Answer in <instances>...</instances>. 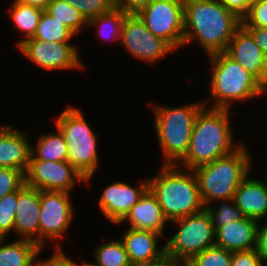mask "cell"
Returning a JSON list of instances; mask_svg holds the SVG:
<instances>
[{"instance_id": "obj_5", "label": "cell", "mask_w": 267, "mask_h": 266, "mask_svg": "<svg viewBox=\"0 0 267 266\" xmlns=\"http://www.w3.org/2000/svg\"><path fill=\"white\" fill-rule=\"evenodd\" d=\"M203 107V101L176 108L153 105L155 130L164 156V165H176L185 157L195 118Z\"/></svg>"}, {"instance_id": "obj_12", "label": "cell", "mask_w": 267, "mask_h": 266, "mask_svg": "<svg viewBox=\"0 0 267 266\" xmlns=\"http://www.w3.org/2000/svg\"><path fill=\"white\" fill-rule=\"evenodd\" d=\"M69 43L27 39L18 46V50L45 70L84 69L77 48Z\"/></svg>"}, {"instance_id": "obj_18", "label": "cell", "mask_w": 267, "mask_h": 266, "mask_svg": "<svg viewBox=\"0 0 267 266\" xmlns=\"http://www.w3.org/2000/svg\"><path fill=\"white\" fill-rule=\"evenodd\" d=\"M258 223L245 217L219 227L215 231V245L231 252L255 249Z\"/></svg>"}, {"instance_id": "obj_40", "label": "cell", "mask_w": 267, "mask_h": 266, "mask_svg": "<svg viewBox=\"0 0 267 266\" xmlns=\"http://www.w3.org/2000/svg\"><path fill=\"white\" fill-rule=\"evenodd\" d=\"M253 36L256 44L260 47L267 58V28L244 26Z\"/></svg>"}, {"instance_id": "obj_21", "label": "cell", "mask_w": 267, "mask_h": 266, "mask_svg": "<svg viewBox=\"0 0 267 266\" xmlns=\"http://www.w3.org/2000/svg\"><path fill=\"white\" fill-rule=\"evenodd\" d=\"M124 221L129 222V228L154 231L161 235H164L163 228L168 222L156 197L149 189L119 224Z\"/></svg>"}, {"instance_id": "obj_13", "label": "cell", "mask_w": 267, "mask_h": 266, "mask_svg": "<svg viewBox=\"0 0 267 266\" xmlns=\"http://www.w3.org/2000/svg\"><path fill=\"white\" fill-rule=\"evenodd\" d=\"M120 43L132 56L151 64L174 51L165 40L154 36L136 14L126 16Z\"/></svg>"}, {"instance_id": "obj_14", "label": "cell", "mask_w": 267, "mask_h": 266, "mask_svg": "<svg viewBox=\"0 0 267 266\" xmlns=\"http://www.w3.org/2000/svg\"><path fill=\"white\" fill-rule=\"evenodd\" d=\"M224 53L252 74L261 84L267 77V58L252 34L241 25L233 34Z\"/></svg>"}, {"instance_id": "obj_31", "label": "cell", "mask_w": 267, "mask_h": 266, "mask_svg": "<svg viewBox=\"0 0 267 266\" xmlns=\"http://www.w3.org/2000/svg\"><path fill=\"white\" fill-rule=\"evenodd\" d=\"M18 190L0 198V238H6L11 230L14 231Z\"/></svg>"}, {"instance_id": "obj_33", "label": "cell", "mask_w": 267, "mask_h": 266, "mask_svg": "<svg viewBox=\"0 0 267 266\" xmlns=\"http://www.w3.org/2000/svg\"><path fill=\"white\" fill-rule=\"evenodd\" d=\"M25 184V173L18 169L0 167V198L19 190Z\"/></svg>"}, {"instance_id": "obj_20", "label": "cell", "mask_w": 267, "mask_h": 266, "mask_svg": "<svg viewBox=\"0 0 267 266\" xmlns=\"http://www.w3.org/2000/svg\"><path fill=\"white\" fill-rule=\"evenodd\" d=\"M233 200L246 217L259 222L267 218V186L264 181L250 179L248 174L235 191Z\"/></svg>"}, {"instance_id": "obj_35", "label": "cell", "mask_w": 267, "mask_h": 266, "mask_svg": "<svg viewBox=\"0 0 267 266\" xmlns=\"http://www.w3.org/2000/svg\"><path fill=\"white\" fill-rule=\"evenodd\" d=\"M264 261L256 249L232 252L231 266H263Z\"/></svg>"}, {"instance_id": "obj_7", "label": "cell", "mask_w": 267, "mask_h": 266, "mask_svg": "<svg viewBox=\"0 0 267 266\" xmlns=\"http://www.w3.org/2000/svg\"><path fill=\"white\" fill-rule=\"evenodd\" d=\"M67 144V161L90 182L99 165L97 135L81 110L66 108L55 121Z\"/></svg>"}, {"instance_id": "obj_26", "label": "cell", "mask_w": 267, "mask_h": 266, "mask_svg": "<svg viewBox=\"0 0 267 266\" xmlns=\"http://www.w3.org/2000/svg\"><path fill=\"white\" fill-rule=\"evenodd\" d=\"M72 36L75 34L71 30L43 10L34 37L30 39H40L53 43L69 42Z\"/></svg>"}, {"instance_id": "obj_16", "label": "cell", "mask_w": 267, "mask_h": 266, "mask_svg": "<svg viewBox=\"0 0 267 266\" xmlns=\"http://www.w3.org/2000/svg\"><path fill=\"white\" fill-rule=\"evenodd\" d=\"M40 190L24 184L18 190L14 232L40 246Z\"/></svg>"}, {"instance_id": "obj_6", "label": "cell", "mask_w": 267, "mask_h": 266, "mask_svg": "<svg viewBox=\"0 0 267 266\" xmlns=\"http://www.w3.org/2000/svg\"><path fill=\"white\" fill-rule=\"evenodd\" d=\"M211 62V95L215 103L209 108L228 109L232 102L263 95L262 84L224 52L209 56ZM230 104V105H229Z\"/></svg>"}, {"instance_id": "obj_10", "label": "cell", "mask_w": 267, "mask_h": 266, "mask_svg": "<svg viewBox=\"0 0 267 266\" xmlns=\"http://www.w3.org/2000/svg\"><path fill=\"white\" fill-rule=\"evenodd\" d=\"M86 179L68 161H46L30 156L25 184L40 191L70 192Z\"/></svg>"}, {"instance_id": "obj_27", "label": "cell", "mask_w": 267, "mask_h": 266, "mask_svg": "<svg viewBox=\"0 0 267 266\" xmlns=\"http://www.w3.org/2000/svg\"><path fill=\"white\" fill-rule=\"evenodd\" d=\"M54 19L62 22L75 35L87 26L79 10L62 0H52L46 10Z\"/></svg>"}, {"instance_id": "obj_28", "label": "cell", "mask_w": 267, "mask_h": 266, "mask_svg": "<svg viewBox=\"0 0 267 266\" xmlns=\"http://www.w3.org/2000/svg\"><path fill=\"white\" fill-rule=\"evenodd\" d=\"M127 15L128 13H126L122 8L116 5L110 11L102 13L101 15L87 21V26L98 25V31L101 35H103L102 37H104V35H106L107 38L111 36L113 40H119L118 42L120 43L123 24ZM103 29L107 32H103Z\"/></svg>"}, {"instance_id": "obj_45", "label": "cell", "mask_w": 267, "mask_h": 266, "mask_svg": "<svg viewBox=\"0 0 267 266\" xmlns=\"http://www.w3.org/2000/svg\"><path fill=\"white\" fill-rule=\"evenodd\" d=\"M266 177H267V171H266ZM264 182H265V184L267 186V178H266V180Z\"/></svg>"}, {"instance_id": "obj_41", "label": "cell", "mask_w": 267, "mask_h": 266, "mask_svg": "<svg viewBox=\"0 0 267 266\" xmlns=\"http://www.w3.org/2000/svg\"><path fill=\"white\" fill-rule=\"evenodd\" d=\"M180 265H181L180 262L175 261L173 258L167 256L166 254L156 261L131 264V266H180Z\"/></svg>"}, {"instance_id": "obj_8", "label": "cell", "mask_w": 267, "mask_h": 266, "mask_svg": "<svg viewBox=\"0 0 267 266\" xmlns=\"http://www.w3.org/2000/svg\"><path fill=\"white\" fill-rule=\"evenodd\" d=\"M179 230L165 246V254L180 263L215 245V229L208 211H202L171 221Z\"/></svg>"}, {"instance_id": "obj_30", "label": "cell", "mask_w": 267, "mask_h": 266, "mask_svg": "<svg viewBox=\"0 0 267 266\" xmlns=\"http://www.w3.org/2000/svg\"><path fill=\"white\" fill-rule=\"evenodd\" d=\"M232 252L216 245L196 254L189 262L193 266H231Z\"/></svg>"}, {"instance_id": "obj_9", "label": "cell", "mask_w": 267, "mask_h": 266, "mask_svg": "<svg viewBox=\"0 0 267 266\" xmlns=\"http://www.w3.org/2000/svg\"><path fill=\"white\" fill-rule=\"evenodd\" d=\"M136 15L154 35L174 50L184 41V0H152Z\"/></svg>"}, {"instance_id": "obj_39", "label": "cell", "mask_w": 267, "mask_h": 266, "mask_svg": "<svg viewBox=\"0 0 267 266\" xmlns=\"http://www.w3.org/2000/svg\"><path fill=\"white\" fill-rule=\"evenodd\" d=\"M152 0H116V5L128 14H136Z\"/></svg>"}, {"instance_id": "obj_2", "label": "cell", "mask_w": 267, "mask_h": 266, "mask_svg": "<svg viewBox=\"0 0 267 266\" xmlns=\"http://www.w3.org/2000/svg\"><path fill=\"white\" fill-rule=\"evenodd\" d=\"M203 102L204 107L194 121L187 153L179 163L189 170L231 154L242 145L234 144L230 110L209 108L208 102Z\"/></svg>"}, {"instance_id": "obj_34", "label": "cell", "mask_w": 267, "mask_h": 266, "mask_svg": "<svg viewBox=\"0 0 267 266\" xmlns=\"http://www.w3.org/2000/svg\"><path fill=\"white\" fill-rule=\"evenodd\" d=\"M243 26L267 28V0H255L248 14L242 19Z\"/></svg>"}, {"instance_id": "obj_29", "label": "cell", "mask_w": 267, "mask_h": 266, "mask_svg": "<svg viewBox=\"0 0 267 266\" xmlns=\"http://www.w3.org/2000/svg\"><path fill=\"white\" fill-rule=\"evenodd\" d=\"M218 201L224 202L218 209L214 208L212 203L205 207L211 217L215 231L230 222L242 220L246 217L234 203L233 198Z\"/></svg>"}, {"instance_id": "obj_23", "label": "cell", "mask_w": 267, "mask_h": 266, "mask_svg": "<svg viewBox=\"0 0 267 266\" xmlns=\"http://www.w3.org/2000/svg\"><path fill=\"white\" fill-rule=\"evenodd\" d=\"M56 133L41 134L36 148L31 146V155L38 160L67 161V144L58 128Z\"/></svg>"}, {"instance_id": "obj_22", "label": "cell", "mask_w": 267, "mask_h": 266, "mask_svg": "<svg viewBox=\"0 0 267 266\" xmlns=\"http://www.w3.org/2000/svg\"><path fill=\"white\" fill-rule=\"evenodd\" d=\"M0 238V266H37L42 248L35 242L18 239L9 244Z\"/></svg>"}, {"instance_id": "obj_4", "label": "cell", "mask_w": 267, "mask_h": 266, "mask_svg": "<svg viewBox=\"0 0 267 266\" xmlns=\"http://www.w3.org/2000/svg\"><path fill=\"white\" fill-rule=\"evenodd\" d=\"M241 145L237 150L213 162L193 169L204 207L218 200L233 198L242 180L249 174L250 154Z\"/></svg>"}, {"instance_id": "obj_42", "label": "cell", "mask_w": 267, "mask_h": 266, "mask_svg": "<svg viewBox=\"0 0 267 266\" xmlns=\"http://www.w3.org/2000/svg\"><path fill=\"white\" fill-rule=\"evenodd\" d=\"M15 1L30 5L33 7L40 8L42 10H46L48 4L52 0H15Z\"/></svg>"}, {"instance_id": "obj_15", "label": "cell", "mask_w": 267, "mask_h": 266, "mask_svg": "<svg viewBox=\"0 0 267 266\" xmlns=\"http://www.w3.org/2000/svg\"><path fill=\"white\" fill-rule=\"evenodd\" d=\"M147 190L148 180L136 186L115 181L105 188L98 205L110 222L119 224Z\"/></svg>"}, {"instance_id": "obj_17", "label": "cell", "mask_w": 267, "mask_h": 266, "mask_svg": "<svg viewBox=\"0 0 267 266\" xmlns=\"http://www.w3.org/2000/svg\"><path fill=\"white\" fill-rule=\"evenodd\" d=\"M0 126V167L18 169L26 173L31 156V143L25 133Z\"/></svg>"}, {"instance_id": "obj_37", "label": "cell", "mask_w": 267, "mask_h": 266, "mask_svg": "<svg viewBox=\"0 0 267 266\" xmlns=\"http://www.w3.org/2000/svg\"><path fill=\"white\" fill-rule=\"evenodd\" d=\"M228 10L235 13L239 18L243 19L249 12L251 4L255 0H220Z\"/></svg>"}, {"instance_id": "obj_32", "label": "cell", "mask_w": 267, "mask_h": 266, "mask_svg": "<svg viewBox=\"0 0 267 266\" xmlns=\"http://www.w3.org/2000/svg\"><path fill=\"white\" fill-rule=\"evenodd\" d=\"M79 10L86 21L108 12L116 6V0H62Z\"/></svg>"}, {"instance_id": "obj_3", "label": "cell", "mask_w": 267, "mask_h": 266, "mask_svg": "<svg viewBox=\"0 0 267 266\" xmlns=\"http://www.w3.org/2000/svg\"><path fill=\"white\" fill-rule=\"evenodd\" d=\"M161 168L157 176L148 179V189L156 197L168 222L205 208L193 170L184 172L178 164H163Z\"/></svg>"}, {"instance_id": "obj_1", "label": "cell", "mask_w": 267, "mask_h": 266, "mask_svg": "<svg viewBox=\"0 0 267 266\" xmlns=\"http://www.w3.org/2000/svg\"><path fill=\"white\" fill-rule=\"evenodd\" d=\"M241 25L220 0H184L183 46L196 39L207 56L222 53Z\"/></svg>"}, {"instance_id": "obj_25", "label": "cell", "mask_w": 267, "mask_h": 266, "mask_svg": "<svg viewBox=\"0 0 267 266\" xmlns=\"http://www.w3.org/2000/svg\"><path fill=\"white\" fill-rule=\"evenodd\" d=\"M95 263L87 266H131L127 252L121 239L111 240L97 246L94 250Z\"/></svg>"}, {"instance_id": "obj_43", "label": "cell", "mask_w": 267, "mask_h": 266, "mask_svg": "<svg viewBox=\"0 0 267 266\" xmlns=\"http://www.w3.org/2000/svg\"><path fill=\"white\" fill-rule=\"evenodd\" d=\"M262 92L263 94L267 92V77H266L265 82L262 84Z\"/></svg>"}, {"instance_id": "obj_11", "label": "cell", "mask_w": 267, "mask_h": 266, "mask_svg": "<svg viewBox=\"0 0 267 266\" xmlns=\"http://www.w3.org/2000/svg\"><path fill=\"white\" fill-rule=\"evenodd\" d=\"M69 192L40 191V247L46 239L53 241L64 237L72 220L74 209Z\"/></svg>"}, {"instance_id": "obj_36", "label": "cell", "mask_w": 267, "mask_h": 266, "mask_svg": "<svg viewBox=\"0 0 267 266\" xmlns=\"http://www.w3.org/2000/svg\"><path fill=\"white\" fill-rule=\"evenodd\" d=\"M37 266H79L77 263L73 262L71 258L62 252L59 243L56 241L54 254L45 261H37ZM80 266H87L84 262Z\"/></svg>"}, {"instance_id": "obj_38", "label": "cell", "mask_w": 267, "mask_h": 266, "mask_svg": "<svg viewBox=\"0 0 267 266\" xmlns=\"http://www.w3.org/2000/svg\"><path fill=\"white\" fill-rule=\"evenodd\" d=\"M257 227V236H256V252L260 255L264 263H267V222L264 226Z\"/></svg>"}, {"instance_id": "obj_19", "label": "cell", "mask_w": 267, "mask_h": 266, "mask_svg": "<svg viewBox=\"0 0 267 266\" xmlns=\"http://www.w3.org/2000/svg\"><path fill=\"white\" fill-rule=\"evenodd\" d=\"M161 234L128 228L121 238L131 264L152 262L165 255V246L157 248Z\"/></svg>"}, {"instance_id": "obj_24", "label": "cell", "mask_w": 267, "mask_h": 266, "mask_svg": "<svg viewBox=\"0 0 267 266\" xmlns=\"http://www.w3.org/2000/svg\"><path fill=\"white\" fill-rule=\"evenodd\" d=\"M42 9L33 7L21 2L14 1L10 9V18L19 30H22L25 38L16 43L17 47L25 40L33 38L39 20L42 14Z\"/></svg>"}, {"instance_id": "obj_44", "label": "cell", "mask_w": 267, "mask_h": 266, "mask_svg": "<svg viewBox=\"0 0 267 266\" xmlns=\"http://www.w3.org/2000/svg\"><path fill=\"white\" fill-rule=\"evenodd\" d=\"M180 266H193L189 261L181 263Z\"/></svg>"}]
</instances>
